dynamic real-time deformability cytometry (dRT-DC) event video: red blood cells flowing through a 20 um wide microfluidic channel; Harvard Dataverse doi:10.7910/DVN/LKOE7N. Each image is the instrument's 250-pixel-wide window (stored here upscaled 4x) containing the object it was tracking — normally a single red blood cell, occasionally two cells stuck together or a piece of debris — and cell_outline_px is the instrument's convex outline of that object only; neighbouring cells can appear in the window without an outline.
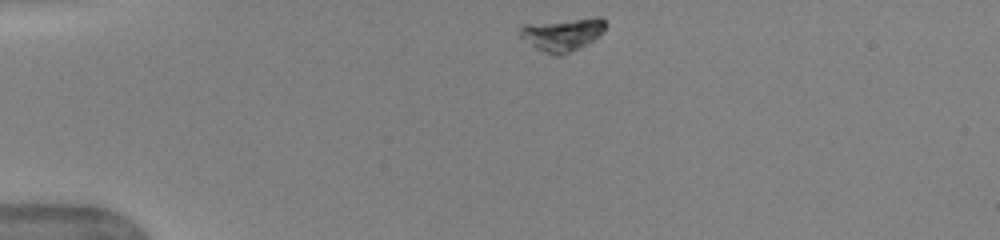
{"species": "human", "species_latin": "Homo sapiens", "temperature_condition": "warm", "stored_images_in_passage": 40, "camera_frame_rate_fps": 3000, "um_per_image_px": 0.085, "donor": {"sex": "female"}, "frame": {"image": 1, "passage_image": 1, "time_ms": 0.0, "image_size_px": [1000, 240], "cell_outline_px": [[608, 24], [604, 32], [588, 44], [560, 56], [556, 56], [544, 52], [536, 48], [520, 36], [520, 28], [524, 24], [596, 16], [600, 16]], "centroid_in_image_um": [47.87, 2.9], "position_along_channel_um": 37.1, "area_um2": 16.59}}
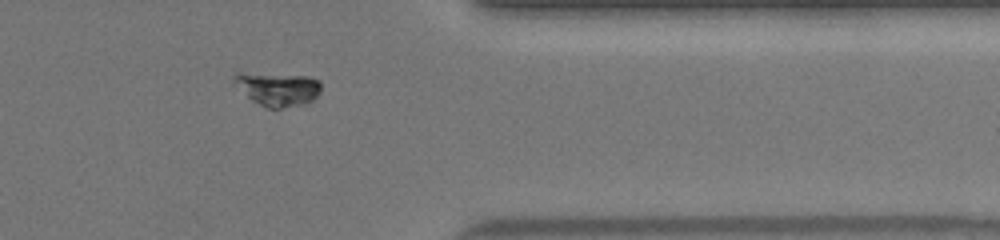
{"frame": {"image": 2, "passage_image": 32, "time_ms": 10.333, "image_size_px": [1000, 240], "cell_outline_px": [[320, 92], [312, 100], [304, 104], [280, 108], [268, 108], [252, 100], [232, 80], [232, 76], [236, 72], [240, 72], [308, 76], [320, 80]], "centroid_in_image_um": [23.61, 7.54], "position_along_channel_um": 387.8, "area_um2": 16.88}}
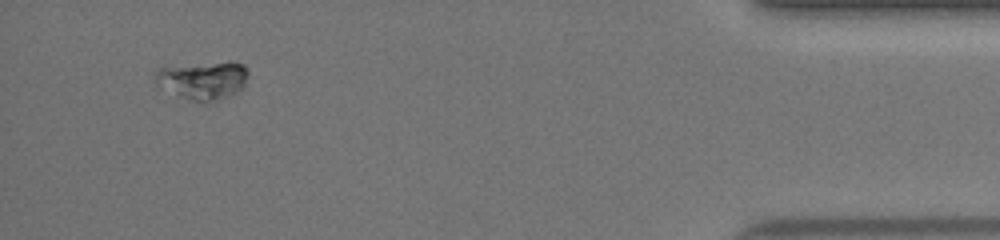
{"frame": {"image": 3, "passage_image": 38, "time_ms": 12.333, "image_size_px": [1000, 240], "cell_outline_px": [[248, 76], [244, 88], [228, 96], [216, 100], [192, 100], [180, 96], [156, 84], [152, 80], [152, 72], [160, 68], [228, 60], [232, 60], [244, 64], [248, 68]], "centroid_in_image_um": [17.28, 6.77], "position_along_channel_um": 417.9, "area_um2": 20.81}}